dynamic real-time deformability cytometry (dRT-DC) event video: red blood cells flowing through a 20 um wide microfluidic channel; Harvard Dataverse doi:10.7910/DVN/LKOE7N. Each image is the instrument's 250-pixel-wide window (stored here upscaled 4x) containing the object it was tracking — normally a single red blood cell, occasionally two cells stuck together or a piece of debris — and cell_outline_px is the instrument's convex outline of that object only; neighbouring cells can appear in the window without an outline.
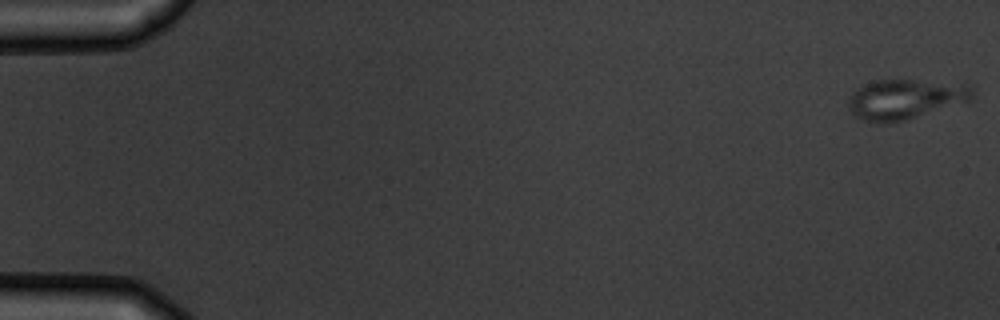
{"species": "common noctule bat (a hibernating species)", "species_latin": "Nyctalus noctula", "temperature_condition": "warm", "stored_images_in_passage": 6, "camera_frame_rate_fps": 3000, "um_per_image_px": 0.085, "animal": {"sex": "male", "body_mass_g": 19.5, "forearm_length_mm": 54.6}, "frame": {"image": 1, "passage_image": 1, "time_ms": 0.0, "image_size_px": [1000, 320], "cell_outline_px": [[972, 96], [968, 100], [904, 120], [884, 124], [880, 124], [860, 120], [848, 108], [848, 96], [852, 92], [864, 84], [876, 80], [912, 80], [964, 84], [972, 88]], "centroid_in_image_um": [76.82, 8.44], "position_along_channel_um": 8.2, "area_um2": 28.38}}